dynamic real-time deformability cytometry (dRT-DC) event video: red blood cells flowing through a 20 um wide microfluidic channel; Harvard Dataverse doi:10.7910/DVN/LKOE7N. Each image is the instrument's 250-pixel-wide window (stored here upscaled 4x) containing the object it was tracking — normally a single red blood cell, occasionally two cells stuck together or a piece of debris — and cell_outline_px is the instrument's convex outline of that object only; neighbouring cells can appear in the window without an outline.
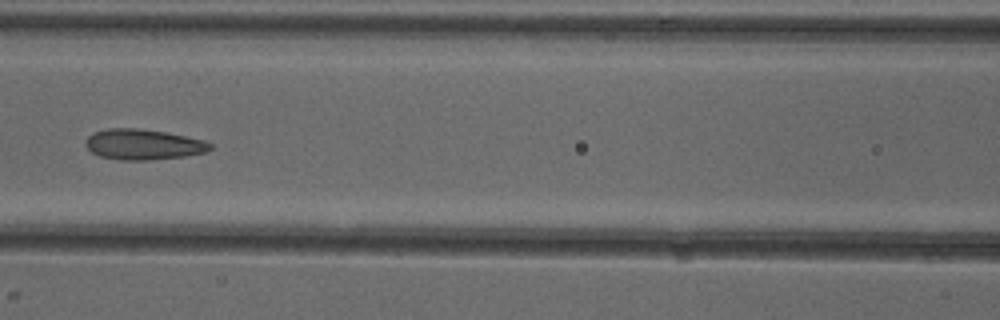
{"species": "common noctule bat (a hibernating species)", "species_latin": "Nyctalus noctula", "temperature_condition": "cold", "stored_images_in_passage": 8, "camera_frame_rate_fps": 3000, "um_per_image_px": 0.085, "animal": {"sex": "female"}, "frame": {"image": 1, "passage_image": 7, "time_ms": 7.667, "image_size_px": [1000, 320], "cell_outline_px": [[212, 148], [204, 152], [184, 156], [148, 160], [120, 160], [100, 156], [92, 152], [84, 144], [84, 140], [88, 136], [96, 132], [108, 128], [136, 128], [164, 132], [204, 140], [212, 144]], "centroid_in_image_um": [12.14, 12.28], "position_along_channel_um": 154.5, "area_um2": 21.96}}
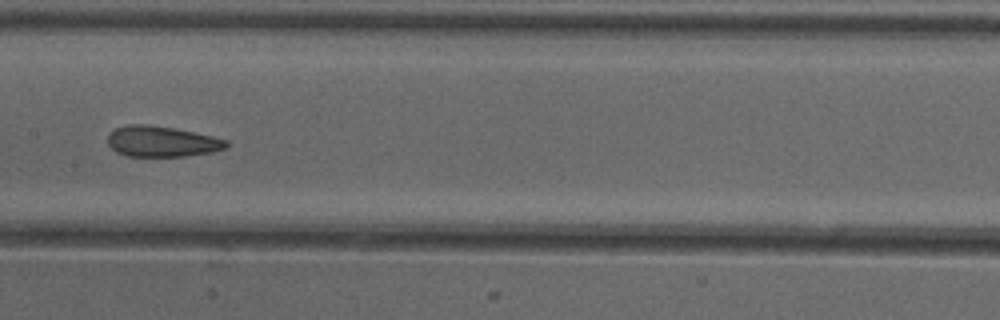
{"frame": {"image": 2, "passage_image": 8, "time_ms": 8.667, "image_size_px": [1000, 320], "cell_outline_px": [[228, 148], [212, 152], [184, 156], [128, 156], [116, 152], [108, 144], [108, 132], [116, 128], [128, 124], [148, 124], [172, 128], [212, 136], [228, 140]], "centroid_in_image_um": [13.74, 12.02], "position_along_channel_um": 193.7, "area_um2": 21.21}}